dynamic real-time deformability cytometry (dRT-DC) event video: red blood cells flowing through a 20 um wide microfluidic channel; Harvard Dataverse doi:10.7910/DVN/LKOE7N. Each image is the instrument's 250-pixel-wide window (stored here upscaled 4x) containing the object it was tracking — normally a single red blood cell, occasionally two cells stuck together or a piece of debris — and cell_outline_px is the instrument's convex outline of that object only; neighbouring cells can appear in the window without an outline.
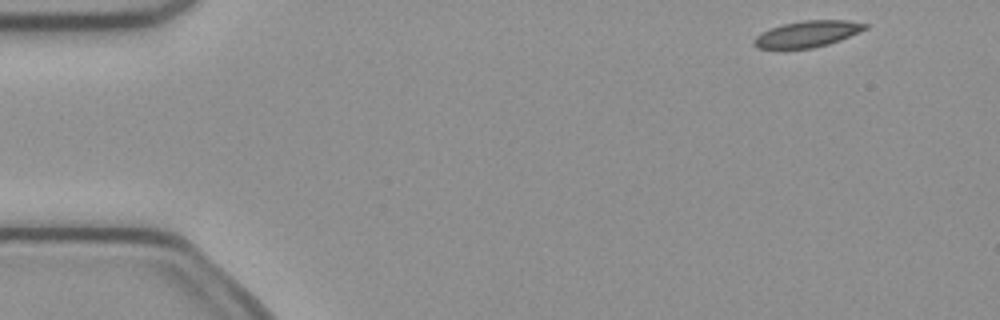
{"species": "common noctule bat (a hibernating species)", "species_latin": "Nyctalus noctula", "temperature_condition": "cold", "stored_images_in_passage": 36, "camera_frame_rate_fps": 3000, "um_per_image_px": 0.085, "animal": {"sex": "female", "body_mass_g": 21.9}, "frame": {"image": 1, "passage_image": 1, "time_ms": 0.0, "image_size_px": [1000, 320], "cell_outline_px": [[868, 28], [860, 32], [840, 40], [828, 44], [812, 48], [756, 48], [752, 44], [752, 40], [760, 32], [784, 24], [804, 20], [848, 20], [868, 24]], "centroid_in_image_um": [68.63, 2.88], "position_along_channel_um": 16.4, "area_um2": 16.99}}
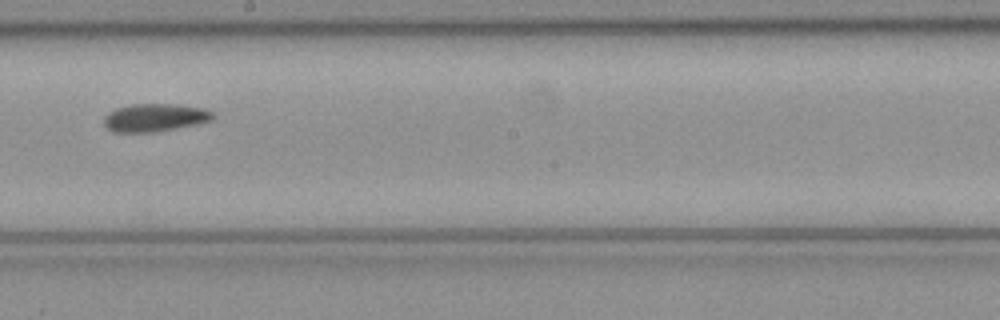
{"frame": {"image": 2, "passage_image": 25, "time_ms": 8.0, "image_size_px": [1000, 320], "cell_outline_px": [[216, 116], [212, 120], [196, 124], [176, 128], [152, 132], [112, 132], [104, 124], [104, 116], [108, 112], [116, 108], [132, 104], [176, 104], [204, 108], [216, 112]], "centroid_in_image_um": [13.19, 9.98], "position_along_channel_um": 235.0, "area_um2": 17.86}}
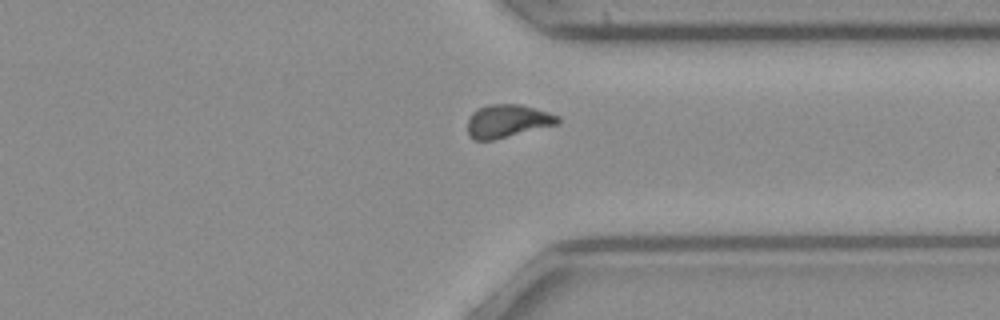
{"frame": {"image": 3, "passage_image": 35, "time_ms": 11.333, "image_size_px": [1000, 320], "cell_outline_px": [[560, 124], [492, 140], [472, 140], [468, 136], [468, 120], [472, 112], [476, 108], [488, 104], [520, 104], [548, 112], [560, 116]], "centroid_in_image_um": [43.13, 10.28], "position_along_channel_um": 368.3, "area_um2": 17.57}, "authors_computed_cell_mechanics": {"area_um2": 17.8024, "velocity_mm_per_s": 4.0157, "shape_relaxation_time_tau1_ms": null, "shape_relaxation_time_tau2_ms": 10.0131, "deformation_change_tau1": null, "deformation_change_tau2": 0.1295}}